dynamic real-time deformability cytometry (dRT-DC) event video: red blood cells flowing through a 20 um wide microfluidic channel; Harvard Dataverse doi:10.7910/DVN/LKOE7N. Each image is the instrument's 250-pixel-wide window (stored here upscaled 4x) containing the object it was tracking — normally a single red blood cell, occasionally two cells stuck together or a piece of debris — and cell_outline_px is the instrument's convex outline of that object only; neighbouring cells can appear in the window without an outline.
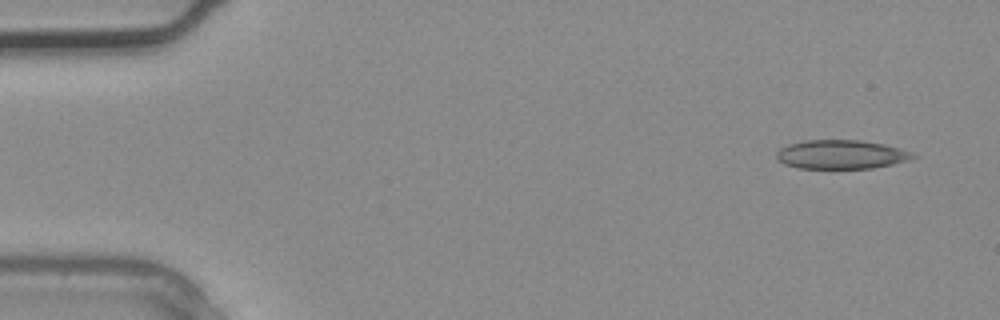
{"species": "common noctule bat (a hibernating species)", "species_latin": "Nyctalus noctula", "temperature_condition": "warm", "stored_images_in_passage": 3, "camera_frame_rate_fps": 3000, "um_per_image_px": 0.085, "animal": {"sex": "male", "body_mass_g": 20.4}, "frame": {"image": 1, "passage_image": 1, "time_ms": 0.0, "image_size_px": [1000, 320], "cell_outline_px": [[916, 156], [908, 160], [892, 164], [872, 168], [800, 168], [784, 164], [776, 156], [776, 152], [780, 148], [788, 144], [804, 140], [860, 140], [884, 144], [900, 148], [912, 152]], "centroid_in_image_um": [71.49, 13.12], "position_along_channel_um": 13.5, "area_um2": 22.89}}